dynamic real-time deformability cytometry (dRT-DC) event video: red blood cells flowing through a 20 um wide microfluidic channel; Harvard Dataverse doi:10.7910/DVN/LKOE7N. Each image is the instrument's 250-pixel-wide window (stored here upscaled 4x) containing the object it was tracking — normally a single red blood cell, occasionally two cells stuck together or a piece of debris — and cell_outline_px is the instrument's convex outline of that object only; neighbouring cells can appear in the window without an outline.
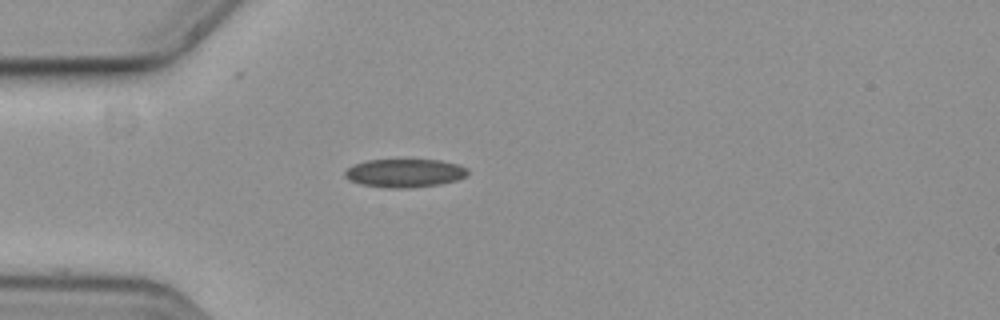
{"species": "common noctule bat (a hibernating species)", "species_latin": "Nyctalus noctula", "temperature_condition": "cold", "stored_images_in_passage": 42, "camera_frame_rate_fps": 3000, "um_per_image_px": 0.085, "animal": {"sex": "female", "body_mass_g": 19.3, "forearm_length_mm": 54.1}, "frame": {"image": 1, "passage_image": 1, "time_ms": 0.0, "image_size_px": [1000, 320], "cell_outline_px": [[468, 176], [456, 180], [440, 184], [408, 188], [388, 188], [360, 184], [348, 180], [344, 176], [344, 172], [348, 168], [356, 164], [368, 160], [440, 160], [460, 164], [468, 168]], "centroid_in_image_um": [34.43, 14.71], "position_along_channel_um": 50.6, "area_um2": 20.4}}
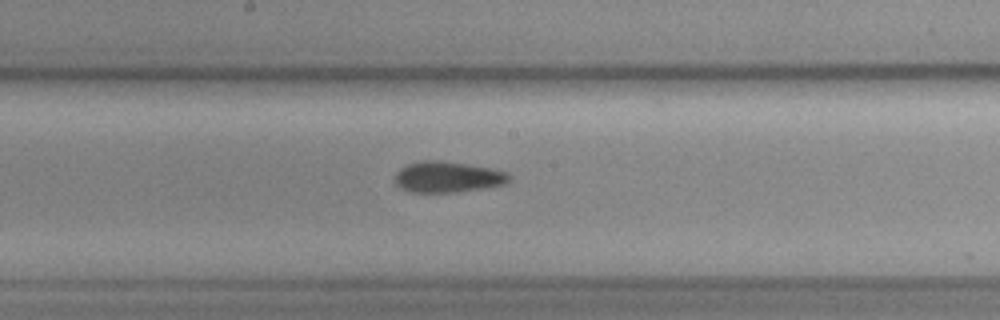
{"frame": {"image": 2, "passage_image": 15, "time_ms": 4.667, "image_size_px": [1000, 320], "cell_outline_px": [[508, 180], [504, 184], [484, 188], [456, 192], [412, 192], [400, 188], [396, 184], [396, 172], [400, 168], [408, 164], [420, 160], [436, 160], [492, 168], [504, 172], [508, 176]], "centroid_in_image_um": [37.99, 15.04], "position_along_channel_um": 210.2, "area_um2": 20.29}}
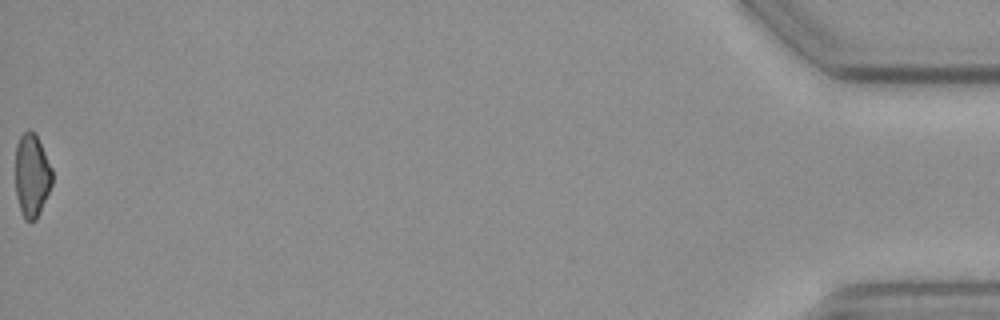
{"frame": {"image": 3, "passage_image": 42, "time_ms": 13.667, "image_size_px": [1000, 320], "cell_outline_px": [[52, 184], [40, 212], [36, 220], [32, 224], [24, 220], [16, 196], [16, 144], [20, 136], [28, 128], [36, 132], [52, 168]], "centroid_in_image_um": [2.71, 14.91], "position_along_channel_um": 432.5, "area_um2": 18.15}, "authors_computed_cell_mechanics": {"area_um2": 19.7965, "velocity_mm_per_s": 3.6726, "shape_relaxation_time_tau1_ms": 5.1098, "shape_relaxation_time_tau2_ms": 4.4949, "deformation_change_tau1": 0.075, "deformation_change_tau2": 0.1169}}